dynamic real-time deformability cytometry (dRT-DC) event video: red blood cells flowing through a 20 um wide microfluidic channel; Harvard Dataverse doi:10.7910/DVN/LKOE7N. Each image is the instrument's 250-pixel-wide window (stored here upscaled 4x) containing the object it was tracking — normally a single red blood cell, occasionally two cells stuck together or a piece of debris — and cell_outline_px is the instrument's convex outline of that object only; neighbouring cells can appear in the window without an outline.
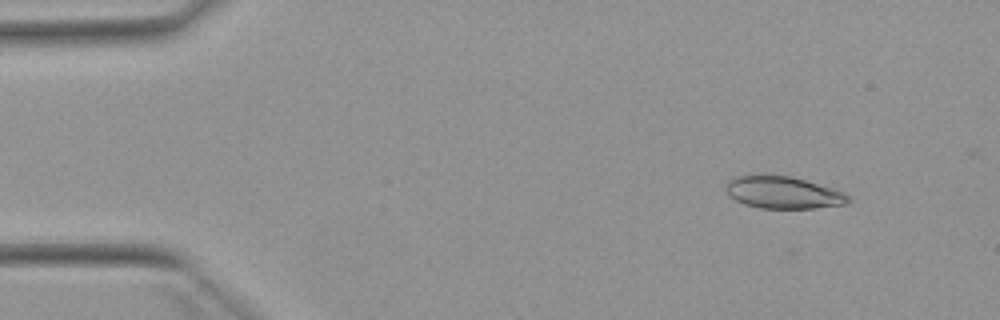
{"species": "Egyptian fruit bat (a non-hibernating species)", "species_latin": "Rousettus aegyptiacus", "temperature_condition": "warm", "stored_images_in_passage": 11, "camera_frame_rate_fps": 3000, "um_per_image_px": 0.085, "animal": {"sex": "female"}, "frame": {"image": 1, "passage_image": 6, "time_ms": 1.667, "image_size_px": [1000, 320], "cell_outline_px": [[852, 200], [848, 204], [816, 208], [760, 208], [744, 204], [728, 196], [724, 188], [724, 184], [732, 176], [752, 172], [764, 172], [792, 176], [832, 188], [844, 192]], "centroid_in_image_um": [66.47, 16.31], "position_along_channel_um": 18.5, "area_um2": 24.04}}